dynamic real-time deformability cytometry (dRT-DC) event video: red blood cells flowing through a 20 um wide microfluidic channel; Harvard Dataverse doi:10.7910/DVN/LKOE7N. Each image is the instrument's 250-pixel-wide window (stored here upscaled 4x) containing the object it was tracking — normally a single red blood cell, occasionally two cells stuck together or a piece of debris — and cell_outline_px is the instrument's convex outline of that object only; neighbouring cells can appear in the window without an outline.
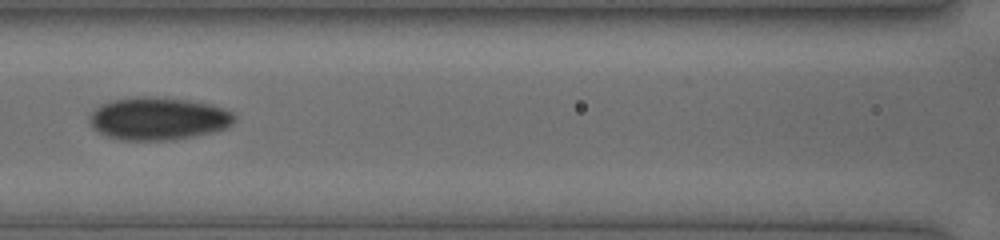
{"species": "human", "species_latin": "Homo sapiens", "temperature_condition": "cold", "stored_images_in_passage": 36, "camera_frame_rate_fps": 3000, "um_per_image_px": 0.085, "donor": {"sex": "female"}, "frame": {"image": 1, "passage_image": 15, "time_ms": 5.0, "image_size_px": [1000, 240], "cell_outline_px": [[236, 120], [228, 128], [212, 132], [172, 140], [120, 140], [108, 136], [92, 128], [88, 120], [88, 116], [100, 104], [112, 100], [132, 96], [152, 96], [188, 100], [212, 104], [224, 108], [232, 112], [236, 116]], "centroid_in_image_um": [13.45, 10.07], "position_along_channel_um": 153.1, "area_um2": 36.47}}
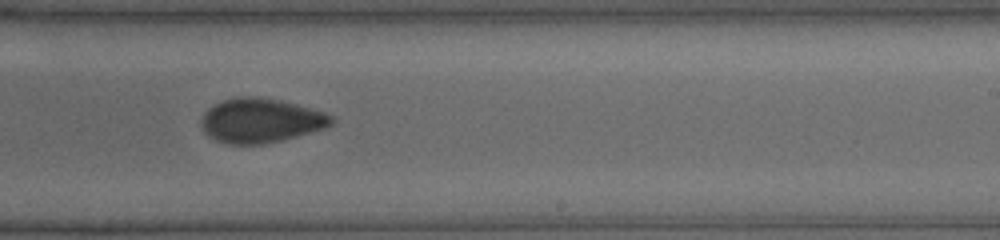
{"frame": {"image": 2, "passage_image": 23, "time_ms": 7.667, "image_size_px": [1000, 240], "cell_outline_px": [[336, 120], [332, 124], [324, 128], [284, 140], [264, 144], [228, 144], [216, 140], [208, 136], [204, 132], [200, 124], [200, 120], [204, 112], [208, 108], [224, 100], [240, 96], [252, 96], [280, 100], [324, 112], [332, 116]], "centroid_in_image_um": [22.14, 10.26], "position_along_channel_um": 266.9, "area_um2": 33.64}}
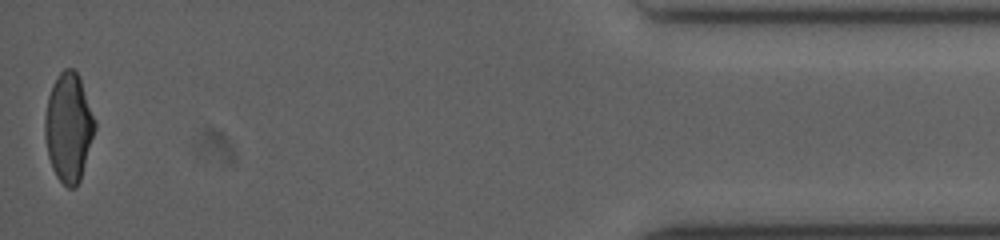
{"frame": {"image": 3, "passage_image": 36, "time_ms": 13.0, "image_size_px": [1000, 240], "cell_outline_px": [[96, 128], [80, 180], [76, 188], [68, 188], [56, 176], [52, 168], [48, 156], [44, 136], [44, 116], [48, 96], [52, 84], [60, 72], [64, 68], [72, 68], [76, 72], [80, 80], [96, 120]], "centroid_in_image_um": [5.82, 10.84], "position_along_channel_um": 429.4, "area_um2": 31.73}}